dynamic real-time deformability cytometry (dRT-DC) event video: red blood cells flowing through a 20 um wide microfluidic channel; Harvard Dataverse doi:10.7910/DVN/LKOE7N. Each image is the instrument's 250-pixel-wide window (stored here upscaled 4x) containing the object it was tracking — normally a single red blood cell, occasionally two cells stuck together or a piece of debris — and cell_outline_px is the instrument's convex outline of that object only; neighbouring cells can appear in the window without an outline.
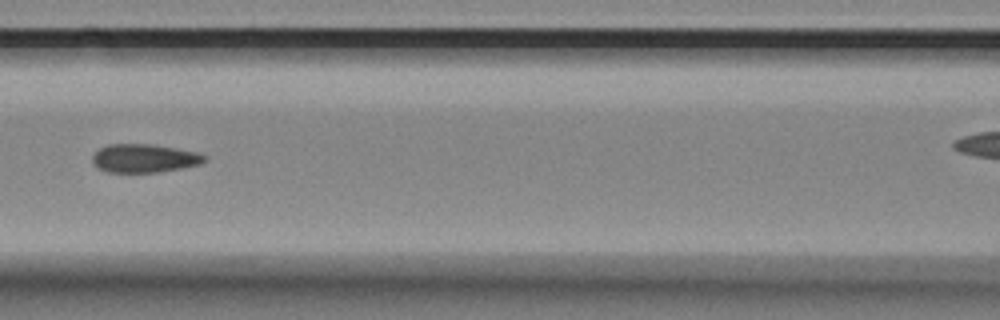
{"species": "Egyptian fruit bat (a non-hibernating species)", "species_latin": "Rousettus aegyptiacus", "temperature_condition": "room temperature", "stored_images_in_passage": 10, "camera_frame_rate_fps": 3000, "um_per_image_px": 0.085, "animal": {"sex": "female"}, "frame": {"image": 1, "passage_image": 4, "time_ms": 1.0, "image_size_px": [1000, 320], "cell_outline_px": [[208, 160], [200, 164], [180, 168], [156, 172], [108, 172], [92, 164], [92, 156], [100, 148], [108, 144], [152, 144], [200, 152], [208, 156]], "centroid_in_image_um": [12.3, 13.44], "position_along_channel_um": 154.3, "area_um2": 18.67}}
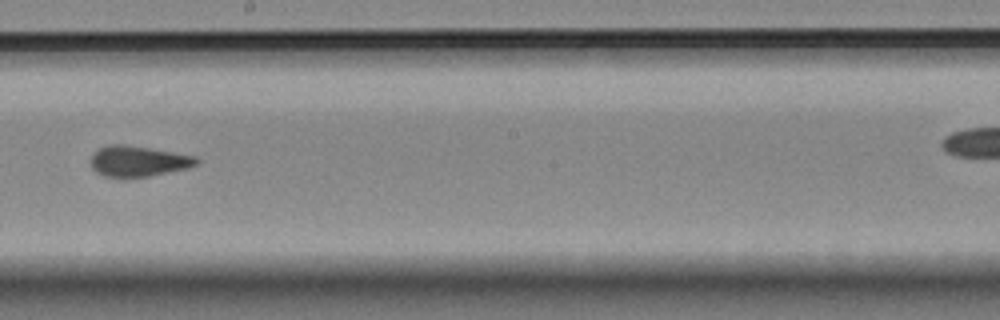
{"frame": {"image": 2, "passage_image": 6, "time_ms": 1.667, "image_size_px": [1000, 320], "cell_outline_px": [[200, 160], [196, 164], [188, 168], [148, 176], [124, 180], [104, 176], [96, 172], [92, 168], [92, 156], [100, 148], [108, 144], [124, 144], [196, 156]], "centroid_in_image_um": [11.73, 13.73], "position_along_channel_um": 236.5, "area_um2": 19.07}}
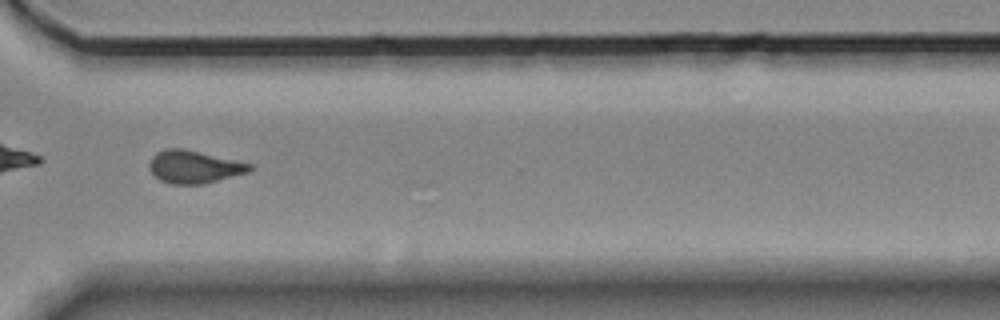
{"frame": {"image": 3, "passage_image": 9, "time_ms": 2.667, "image_size_px": [1000, 320], "cell_outline_px": [[252, 168], [248, 172], [204, 184], [172, 184], [160, 180], [148, 168], [148, 164], [152, 156], [156, 152], [168, 148], [184, 148], [252, 164]], "centroid_in_image_um": [16.47, 14.17], "position_along_channel_um": 354.1, "area_um2": 19.07}}